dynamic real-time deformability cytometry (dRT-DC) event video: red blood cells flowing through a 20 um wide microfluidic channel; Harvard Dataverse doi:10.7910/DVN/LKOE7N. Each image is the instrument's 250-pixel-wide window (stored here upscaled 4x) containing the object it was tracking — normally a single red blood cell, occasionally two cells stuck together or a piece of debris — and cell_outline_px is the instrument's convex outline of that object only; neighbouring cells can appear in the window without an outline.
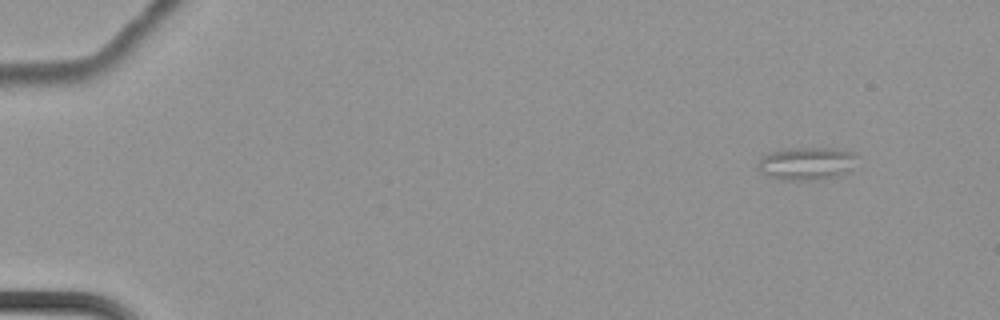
{"species": "common noctule bat (a hibernating species)", "species_latin": "Nyctalus noctula", "temperature_condition": "cold", "stored_images_in_passage": 11, "camera_frame_rate_fps": 3000, "um_per_image_px": 0.085, "animal": {"sex": "female", "body_mass_g": 22.7, "forearm_length_mm": 54.2}, "frame": {"image": 1, "passage_image": 1, "time_ms": 0.0, "image_size_px": [1000, 320], "cell_outline_px": [[856, 156], [848, 172], [840, 176], [812, 180], [784, 180], [764, 176], [756, 168], [756, 164], [760, 156], [768, 152], [784, 148], [836, 148], [856, 152]], "centroid_in_image_um": [68.47, 13.89], "position_along_channel_um": 16.5, "area_um2": 19.48}}
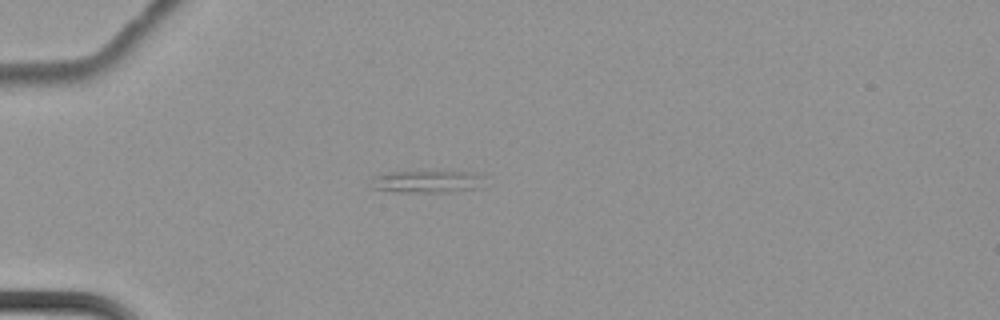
{"frame": {"image": 2, "passage_image": 4, "time_ms": 1.0, "image_size_px": [1000, 320], "cell_outline_px": [[488, 176], [480, 188], [448, 192], [396, 192], [372, 188], [372, 176], [380, 172], [472, 172]], "centroid_in_image_um": [36.33, 15.43], "position_along_channel_um": 48.7, "area_um2": 15.03}}